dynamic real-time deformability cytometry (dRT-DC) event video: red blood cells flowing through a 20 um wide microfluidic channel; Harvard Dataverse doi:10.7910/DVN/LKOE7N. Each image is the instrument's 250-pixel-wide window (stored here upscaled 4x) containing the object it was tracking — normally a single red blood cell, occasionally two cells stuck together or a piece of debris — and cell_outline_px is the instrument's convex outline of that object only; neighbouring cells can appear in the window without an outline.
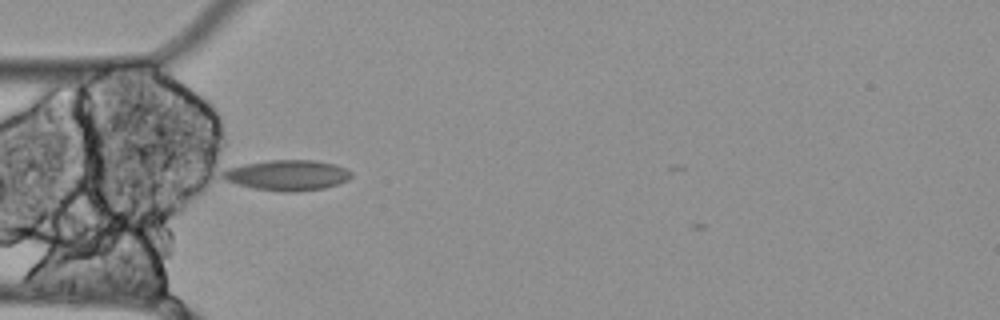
{"species": "Egyptian fruit bat (a non-hibernating species)", "species_latin": "Rousettus aegyptiacus", "temperature_condition": "cold", "stored_images_in_passage": 39, "camera_frame_rate_fps": 3000, "um_per_image_px": 0.085, "animal": {"sex": "female"}, "frame": {"image": 1, "passage_image": 1, "time_ms": 0.0, "image_size_px": [1000, 320], "cell_outline_px": [[352, 176], [348, 180], [324, 188], [296, 192], [284, 192], [256, 188], [236, 184], [224, 180], [220, 176], [220, 172], [228, 168], [244, 164], [268, 160], [316, 160], [336, 164], [352, 172]], "centroid_in_image_um": [24.4, 14.88], "position_along_channel_um": 60.6, "area_um2": 22.95}}
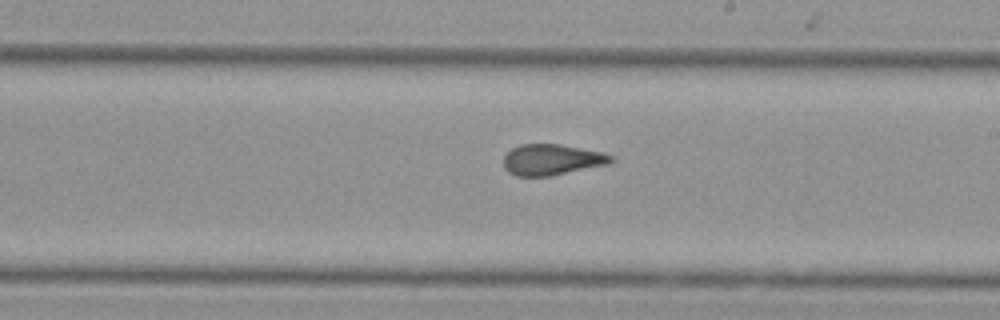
{"frame": {"image": 2, "passage_image": 16, "time_ms": 5.0, "image_size_px": [1000, 320], "cell_outline_px": [[616, 160], [608, 164], [552, 176], [516, 176], [508, 172], [504, 168], [504, 156], [512, 148], [520, 144], [560, 144], [604, 152], [612, 156]], "centroid_in_image_um": [46.92, 13.57], "position_along_channel_um": 242.1, "area_um2": 19.54}}
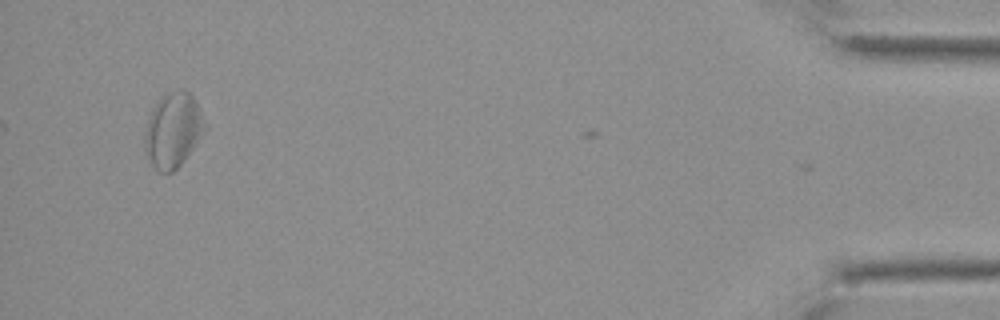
{"frame": {"image": 3, "passage_image": 38, "time_ms": 12.333, "image_size_px": [1000, 320], "cell_outline_px": [[200, 128], [192, 148], [184, 160], [172, 172], [160, 172], [148, 160], [144, 148], [144, 128], [148, 116], [156, 100], [160, 96], [168, 92], [184, 88], [196, 100], [200, 108]], "centroid_in_image_um": [14.58, 11.02], "position_along_channel_um": 420.6, "area_um2": 25.43}, "authors_computed_cell_mechanics": {"area_um2": 20.6346, "velocity_mm_per_s": 3.4734, "shape_relaxation_time_tau1_ms": null, "shape_relaxation_time_tau2_ms": 5.7766, "deformation_change_tau1": null, "deformation_change_tau2": 0.1246}}